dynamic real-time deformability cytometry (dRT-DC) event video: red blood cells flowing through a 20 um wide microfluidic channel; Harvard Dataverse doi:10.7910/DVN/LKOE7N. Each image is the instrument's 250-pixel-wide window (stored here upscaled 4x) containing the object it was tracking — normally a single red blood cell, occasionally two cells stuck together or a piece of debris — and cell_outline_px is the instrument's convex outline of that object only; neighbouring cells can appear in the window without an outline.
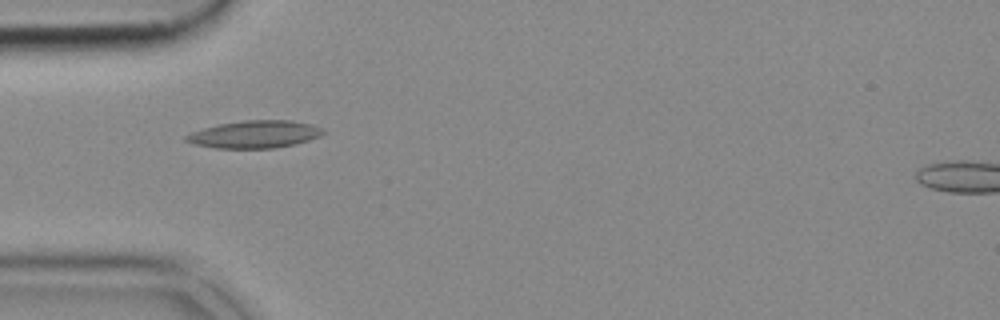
{"species": "common noctule bat (a hibernating species)", "species_latin": "Nyctalus noctula", "temperature_condition": "cold", "stored_images_in_passage": 38, "camera_frame_rate_fps": 3000, "um_per_image_px": 0.085, "animal": {"sex": "female", "body_mass_g": 18.4}, "frame": {"image": 1, "passage_image": 1, "time_ms": 0.0, "image_size_px": [1000, 320], "cell_outline_px": [[328, 132], [320, 136], [296, 144], [272, 148], [216, 148], [196, 144], [184, 140], [184, 136], [192, 132], [204, 128], [220, 124], [244, 120], [292, 120], [312, 124], [324, 128]], "centroid_in_image_um": [21.72, 11.41], "position_along_channel_um": 63.3, "area_um2": 21.96}}
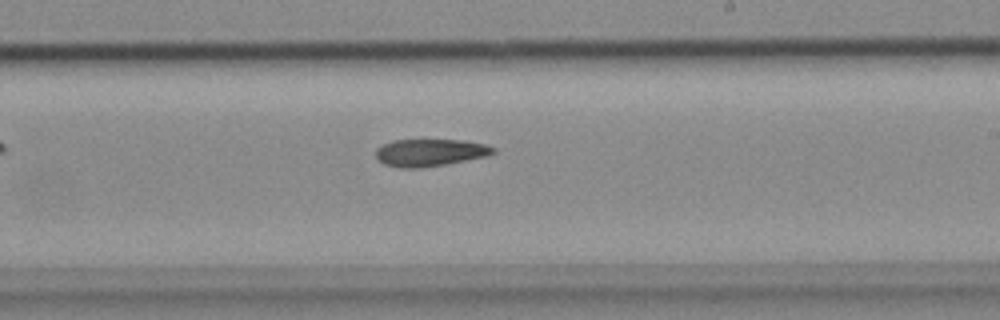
{"frame": {"image": 2, "passage_image": 16, "time_ms": 5.0, "image_size_px": [1000, 320], "cell_outline_px": [[496, 152], [484, 156], [444, 164], [420, 168], [400, 168], [384, 164], [376, 156], [376, 148], [392, 140], [464, 140], [484, 144], [496, 148]], "centroid_in_image_um": [36.52, 12.96], "position_along_channel_um": 252.5, "area_um2": 18.44}}
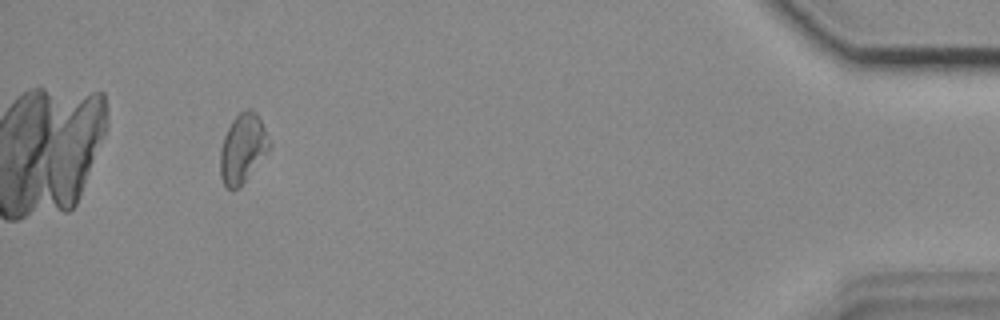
{"frame": {"image": 3, "passage_image": 34, "time_ms": 11.0, "image_size_px": [1000, 320], "cell_outline_px": [[272, 144], [244, 180], [236, 188], [228, 188], [224, 184], [220, 176], [220, 148], [224, 136], [232, 120], [244, 108], [252, 108], [256, 112]], "centroid_in_image_um": [20.61, 12.54], "position_along_channel_um": 414.6, "area_um2": 19.25}}